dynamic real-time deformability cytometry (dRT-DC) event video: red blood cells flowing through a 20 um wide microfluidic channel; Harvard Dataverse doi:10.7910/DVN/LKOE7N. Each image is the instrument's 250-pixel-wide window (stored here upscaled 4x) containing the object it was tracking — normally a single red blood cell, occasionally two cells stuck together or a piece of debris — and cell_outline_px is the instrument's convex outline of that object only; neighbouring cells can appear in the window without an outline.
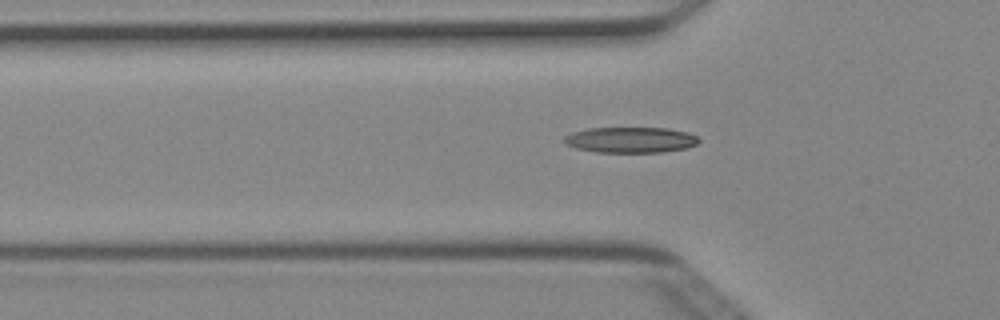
{"species": "Egyptian fruit bat (a non-hibernating species)", "species_latin": "Rousettus aegyptiacus", "temperature_condition": "cold", "stored_images_in_passage": 43, "camera_frame_rate_fps": 3000, "um_per_image_px": 0.085, "animal": {"sex": "female"}, "frame": {"image": 1, "passage_image": 13, "time_ms": 4.0, "image_size_px": [1000, 320], "cell_outline_px": [[700, 140], [696, 144], [684, 148], [660, 152], [596, 152], [576, 148], [564, 144], [564, 136], [572, 132], [588, 128], [668, 128], [688, 132], [696, 136]], "centroid_in_image_um": [53.56, 11.88], "position_along_channel_um": 72.2, "area_um2": 20.11}}
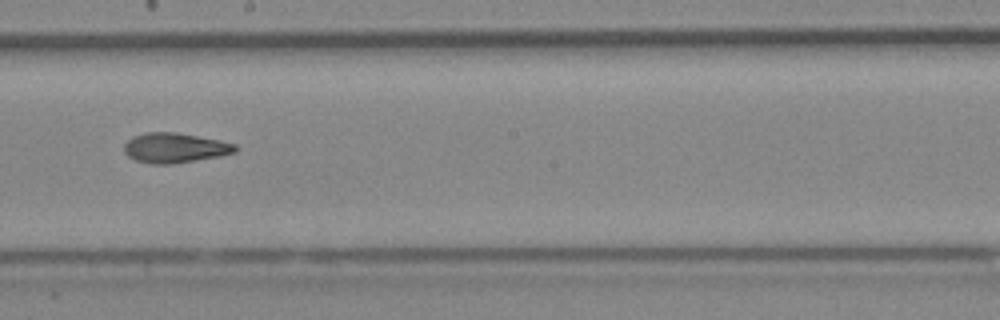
{"frame": {"image": 2, "passage_image": 25, "time_ms": 8.0, "image_size_px": [1000, 320], "cell_outline_px": [[236, 152], [220, 156], [172, 164], [148, 164], [136, 160], [128, 156], [124, 152], [124, 144], [132, 136], [144, 132], [176, 132], [220, 140], [236, 144]], "centroid_in_image_um": [14.84, 12.56], "position_along_channel_um": 233.4, "area_um2": 19.48}}
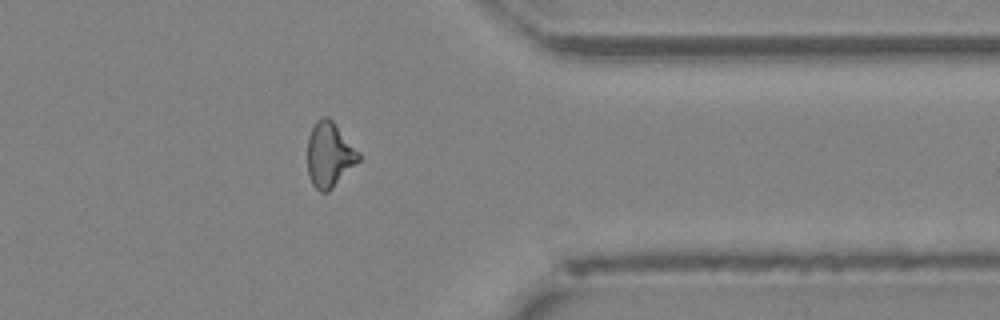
{"frame": {"image": 3, "passage_image": 37, "time_ms": 12.0, "image_size_px": [1000, 320], "cell_outline_px": [[360, 160], [328, 192], [320, 192], [312, 184], [308, 172], [308, 136], [316, 120], [324, 116], [328, 116], [332, 120], [360, 152]], "centroid_in_image_um": [28.0, 13.14], "position_along_channel_um": 383.4, "area_um2": 19.31}, "authors_computed_cell_mechanics": {"area_um2": 19.1318, "velocity_mm_per_s": 4.0281, "shape_relaxation_time_tau1_ms": 10.6368, "shape_relaxation_time_tau2_ms": 4.0254, "deformation_change_tau1": 0.2587, "deformation_change_tau2": 0.1303}}